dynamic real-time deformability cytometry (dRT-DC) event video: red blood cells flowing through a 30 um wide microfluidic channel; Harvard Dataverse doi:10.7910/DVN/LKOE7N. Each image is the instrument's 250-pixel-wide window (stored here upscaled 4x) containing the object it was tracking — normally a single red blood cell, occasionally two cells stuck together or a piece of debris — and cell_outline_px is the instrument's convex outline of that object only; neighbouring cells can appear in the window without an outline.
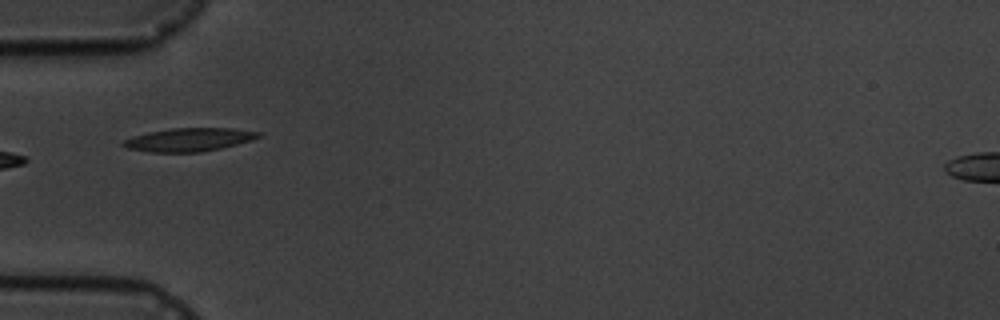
{"species": "common noctule bat (a hibernating species)", "species_latin": "Nyctalus noctula", "temperature_condition": "cold", "stored_images_in_passage": 10, "camera_frame_rate_fps": 3000, "um_per_image_px": 0.085, "animal": {"sex": "male", "body_mass_g": 19.5, "forearm_length_mm": 54.6}, "frame": {"image": 1, "passage_image": 6, "time_ms": 6.667, "image_size_px": [1000, 320], "cell_outline_px": [[264, 136], [252, 140], [220, 148], [200, 152], [148, 152], [128, 148], [120, 144], [124, 140], [132, 136], [148, 132], [172, 128], [232, 128], [260, 132]], "centroid_in_image_um": [16.07, 11.86], "position_along_channel_um": 68.9, "area_um2": 18.38}}
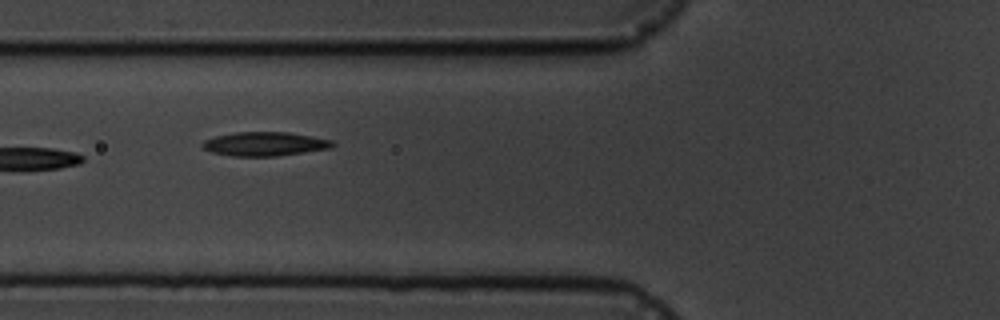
{"frame": {"image": 2, "passage_image": 7, "time_ms": 7.667, "image_size_px": [1000, 320], "cell_outline_px": [[336, 144], [332, 148], [276, 156], [232, 156], [212, 152], [204, 148], [200, 144], [204, 140], [216, 136], [236, 132], [288, 132], [312, 136], [332, 140]], "centroid_in_image_um": [22.52, 12.23], "position_along_channel_um": 103.3, "area_um2": 18.15}}
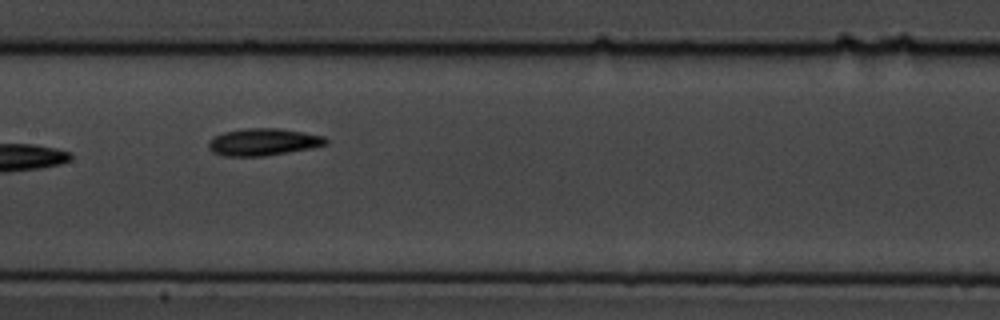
{"frame": {"image": 3, "passage_image": 9, "time_ms": 10.0, "image_size_px": [1000, 320], "cell_outline_px": [[328, 144], [312, 148], [264, 156], [224, 156], [212, 152], [208, 148], [208, 140], [212, 136], [224, 132], [248, 128], [280, 128], [304, 132], [324, 136], [328, 140]], "centroid_in_image_um": [22.36, 12.07], "position_along_channel_um": 185.0, "area_um2": 18.73}}